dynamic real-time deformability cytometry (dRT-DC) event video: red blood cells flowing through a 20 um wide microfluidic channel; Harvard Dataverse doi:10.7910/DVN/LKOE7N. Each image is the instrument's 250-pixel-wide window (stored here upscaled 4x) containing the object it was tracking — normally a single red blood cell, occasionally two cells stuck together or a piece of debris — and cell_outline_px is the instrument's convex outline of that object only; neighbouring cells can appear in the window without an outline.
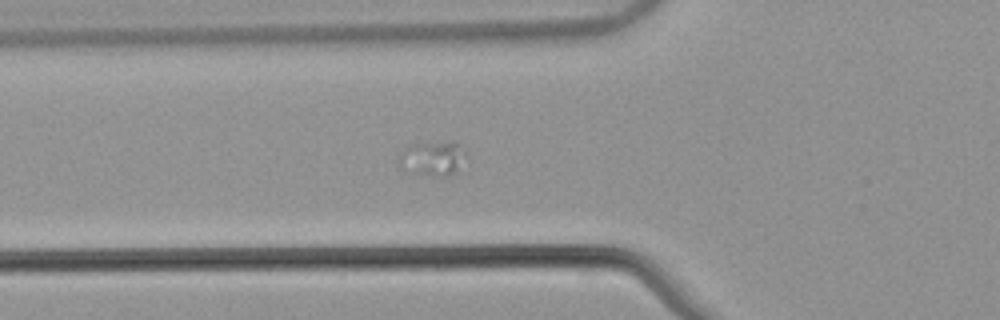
{"species": "common noctule bat (a hibernating species)", "species_latin": "Nyctalus noctula", "temperature_condition": "warm", "stored_images_in_passage": 5, "camera_frame_rate_fps": 3000, "um_per_image_px": 0.085, "animal": {"sex": "male", "body_mass_g": 21.5, "forearm_length_mm": 52.0}, "frame": {"image": 1, "passage_image": 3, "time_ms": 0.667, "image_size_px": [1000, 320], "cell_outline_px": [[464, 152], [456, 172], [448, 180], [412, 172], [400, 168], [400, 156], [432, 144], [456, 144]], "centroid_in_image_um": [36.86, 13.65], "position_along_channel_um": 88.9, "area_um2": 11.85}}